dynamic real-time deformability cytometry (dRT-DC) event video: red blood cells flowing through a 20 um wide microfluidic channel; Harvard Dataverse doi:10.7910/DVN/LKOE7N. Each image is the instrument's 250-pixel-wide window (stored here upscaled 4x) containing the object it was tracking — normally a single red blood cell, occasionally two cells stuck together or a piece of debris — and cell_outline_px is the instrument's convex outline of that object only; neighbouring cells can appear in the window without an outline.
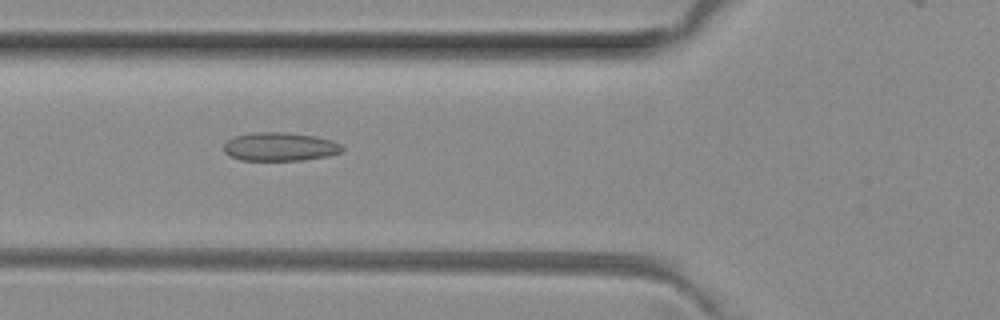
{"species": "common noctule bat (a hibernating species)", "species_latin": "Nyctalus noctula", "temperature_condition": "room temperature", "stored_images_in_passage": 50, "camera_frame_rate_fps": 3000, "um_per_image_px": 0.085, "animal": {"sex": "female", "body_mass_g": 29.2, "forearm_length_mm": 56.3}, "frame": {"image": 1, "passage_image": 19, "time_ms": 6.0, "image_size_px": [1000, 320], "cell_outline_px": [[344, 148], [340, 152], [328, 156], [300, 160], [240, 160], [228, 156], [224, 152], [224, 144], [228, 140], [236, 136], [256, 132], [284, 132], [316, 136], [332, 140], [340, 144]], "centroid_in_image_um": [23.78, 12.47], "position_along_channel_um": 102.0, "area_um2": 19.65}}
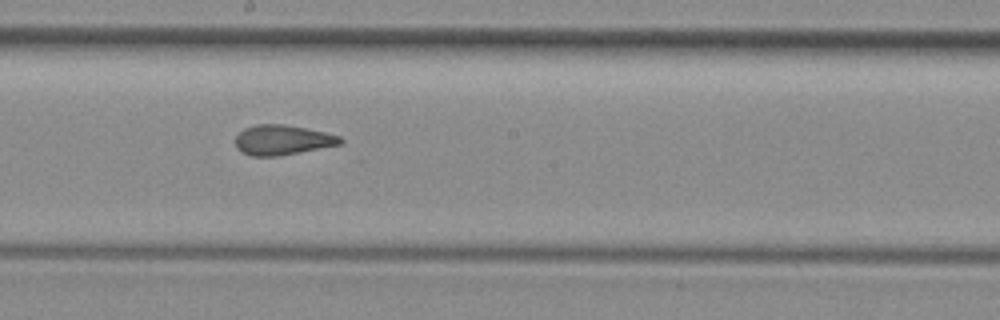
{"frame": {"image": 2, "passage_image": 28, "time_ms": 9.0, "image_size_px": [1000, 320], "cell_outline_px": [[344, 140], [340, 144], [276, 156], [252, 156], [236, 148], [236, 136], [244, 128], [256, 124], [284, 124], [324, 132], [340, 136]], "centroid_in_image_um": [23.98, 11.88], "position_along_channel_um": 224.2, "area_um2": 17.98}}
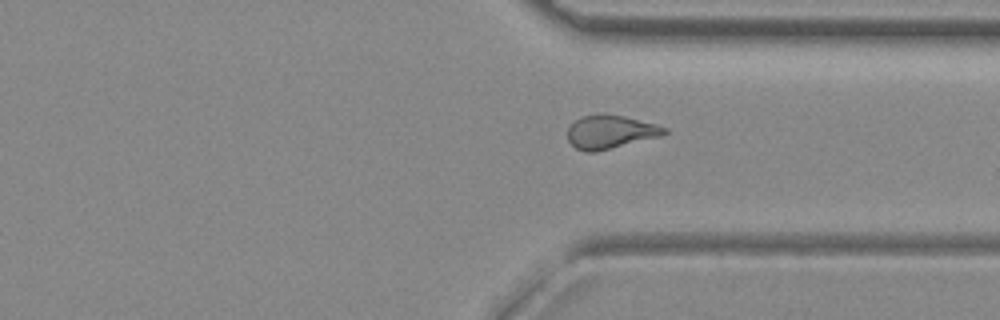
{"frame": {"image": 3, "passage_image": 38, "time_ms": 12.333, "image_size_px": [1000, 320], "cell_outline_px": [[668, 132], [664, 136], [596, 152], [584, 152], [576, 148], [568, 140], [568, 128], [580, 116], [624, 116], [656, 124], [668, 128]], "centroid_in_image_um": [51.94, 11.25], "position_along_channel_um": 359.5, "area_um2": 18.67}}